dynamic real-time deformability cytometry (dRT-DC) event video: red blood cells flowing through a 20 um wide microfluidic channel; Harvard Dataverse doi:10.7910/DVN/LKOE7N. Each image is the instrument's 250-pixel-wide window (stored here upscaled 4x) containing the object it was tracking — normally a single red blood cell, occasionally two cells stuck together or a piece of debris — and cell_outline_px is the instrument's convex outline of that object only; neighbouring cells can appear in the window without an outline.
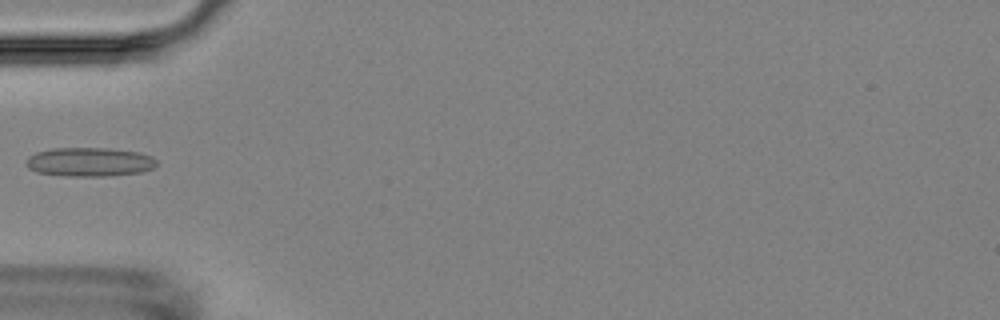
{"species": "Egyptian fruit bat (a non-hibernating species)", "species_latin": "Rousettus aegyptiacus", "temperature_condition": "room temperature", "stored_images_in_passage": 6, "camera_frame_rate_fps": 3000, "um_per_image_px": 0.085, "animal": {"sex": "female"}, "frame": {"image": 1, "passage_image": 5, "time_ms": 4.667, "image_size_px": [1000, 320], "cell_outline_px": [[156, 168], [144, 172], [108, 176], [64, 176], [36, 172], [28, 168], [24, 164], [24, 160], [28, 156], [36, 152], [52, 148], [108, 148], [140, 152], [152, 156], [156, 160]], "centroid_in_image_um": [7.6, 13.77], "position_along_channel_um": 77.4, "area_um2": 22.48}}